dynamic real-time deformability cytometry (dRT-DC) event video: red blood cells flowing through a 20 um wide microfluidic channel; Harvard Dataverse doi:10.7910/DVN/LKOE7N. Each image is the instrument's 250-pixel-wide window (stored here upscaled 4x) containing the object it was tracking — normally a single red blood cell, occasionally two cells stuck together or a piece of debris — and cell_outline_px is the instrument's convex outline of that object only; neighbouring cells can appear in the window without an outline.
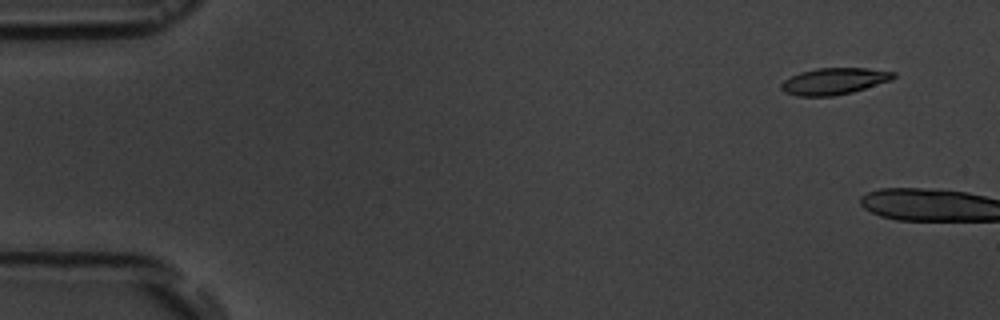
{"species": "common noctule bat (a hibernating species)", "species_latin": "Nyctalus noctula", "temperature_condition": "room temperature", "stored_images_in_passage": 2, "camera_frame_rate_fps": 3000, "um_per_image_px": 0.085, "animal": {"sex": "male", "body_mass_g": 19.5, "forearm_length_mm": 54.6}, "frame": {"image": 1, "passage_image": 1, "time_ms": 0.0, "image_size_px": [1000, 320], "cell_outline_px": [[896, 76], [892, 80], [852, 92], [832, 96], [796, 96], [784, 92], [780, 88], [780, 84], [784, 80], [800, 72], [816, 68], [868, 68], [896, 72]], "centroid_in_image_um": [70.9, 6.9], "position_along_channel_um": 14.1, "area_um2": 17.46}}